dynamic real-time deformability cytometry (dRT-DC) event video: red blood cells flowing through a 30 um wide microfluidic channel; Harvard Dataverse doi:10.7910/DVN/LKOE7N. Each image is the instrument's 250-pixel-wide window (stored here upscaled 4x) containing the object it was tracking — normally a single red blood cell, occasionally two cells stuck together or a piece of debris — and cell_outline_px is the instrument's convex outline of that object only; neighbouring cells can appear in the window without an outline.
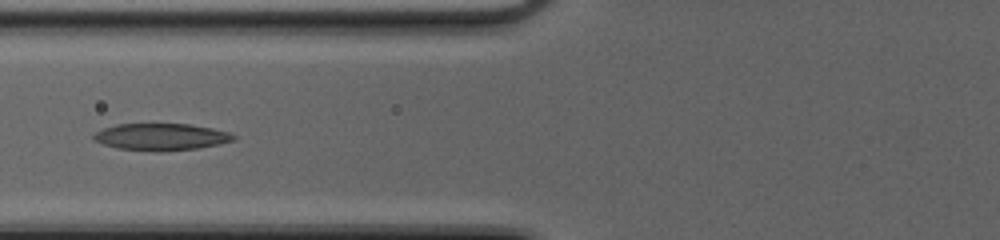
{"species": "common noctule bat (a hibernating species)", "species_latin": "Nyctalus noctula", "temperature_condition": "cold", "stored_images_in_passage": 51, "camera_frame_rate_fps": 3000, "um_per_image_px": 0.085, "animal": {"sex": "female", "body_mass_g": 20.0, "forearm_length_mm": 54.0}, "frame": {"image": 1, "passage_image": 23, "time_ms": 7.333, "image_size_px": [1000, 240], "cell_outline_px": [[236, 140], [220, 144], [200, 148], [160, 152], [156, 152], [116, 148], [92, 140], [92, 136], [96, 132], [104, 128], [116, 124], [192, 124], [212, 128], [228, 132], [236, 136]], "centroid_in_image_um": [13.71, 11.64], "position_along_channel_um": 112.1, "area_um2": 22.2}}
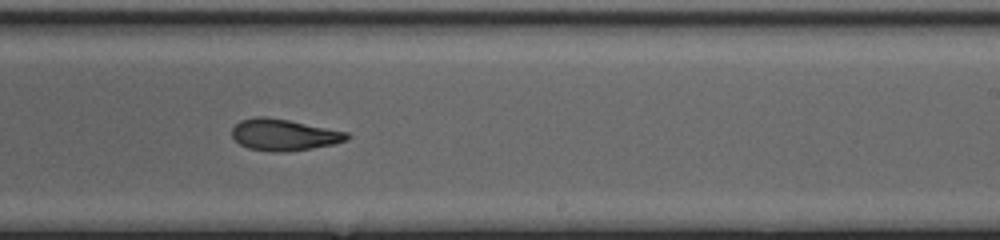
{"frame": {"image": 2, "passage_image": 34, "time_ms": 11.0, "image_size_px": [1000, 240], "cell_outline_px": [[352, 136], [348, 140], [332, 144], [312, 148], [284, 152], [272, 152], [248, 148], [240, 144], [232, 136], [232, 128], [240, 120], [256, 116], [268, 116], [348, 132]], "centroid_in_image_um": [24.13, 11.45], "position_along_channel_um": 264.9, "area_um2": 21.15}}
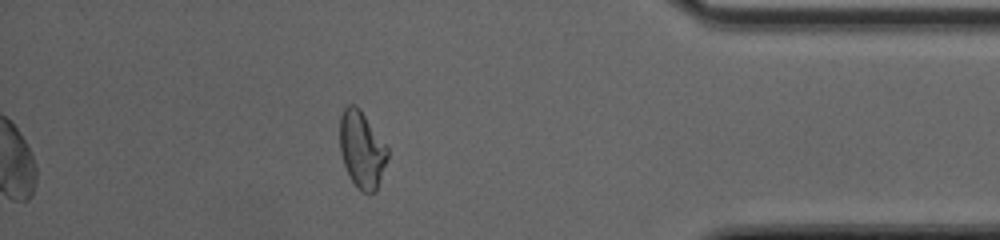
{"frame": {"image": 3, "passage_image": 46, "time_ms": 15.0, "image_size_px": [1000, 240], "cell_outline_px": [[388, 160], [376, 192], [360, 192], [356, 188], [344, 164], [340, 152], [340, 116], [344, 108], [348, 104], [356, 104], [360, 108], [388, 148]], "centroid_in_image_um": [30.76, 12.71], "position_along_channel_um": 404.4, "area_um2": 21.5}, "authors_computed_cell_mechanics": {"area_um2": 22.0796, "velocity_mm_per_s": 4.1647, "shape_relaxation_time_tau1_ms": null, "shape_relaxation_time_tau2_ms": 2.5383, "deformation_change_tau1": null, "deformation_change_tau2": 0.0924}}